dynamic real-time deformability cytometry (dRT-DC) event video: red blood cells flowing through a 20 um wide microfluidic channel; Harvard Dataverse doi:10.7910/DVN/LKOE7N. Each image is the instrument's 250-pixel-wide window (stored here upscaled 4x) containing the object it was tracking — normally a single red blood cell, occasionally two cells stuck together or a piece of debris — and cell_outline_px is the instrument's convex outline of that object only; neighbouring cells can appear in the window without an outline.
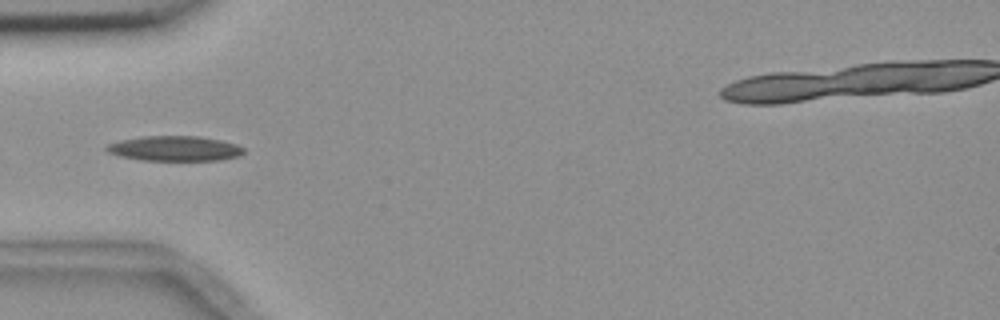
{"species": "common noctule bat (a hibernating species)", "species_latin": "Nyctalus noctula", "temperature_condition": "room temperature", "stored_images_in_passage": 8, "camera_frame_rate_fps": 3000, "um_per_image_px": 0.085, "animal": {"sex": "female", "body_mass_g": 18.4}, "frame": {"image": 1, "passage_image": 5, "time_ms": 4.667, "image_size_px": [1000, 320], "cell_outline_px": [[244, 152], [240, 156], [220, 160], [140, 160], [120, 156], [108, 152], [104, 148], [108, 144], [120, 140], [144, 136], [196, 136], [220, 140], [236, 144], [244, 148]], "centroid_in_image_um": [14.85, 12.62], "position_along_channel_um": 70.2, "area_um2": 19.94}}
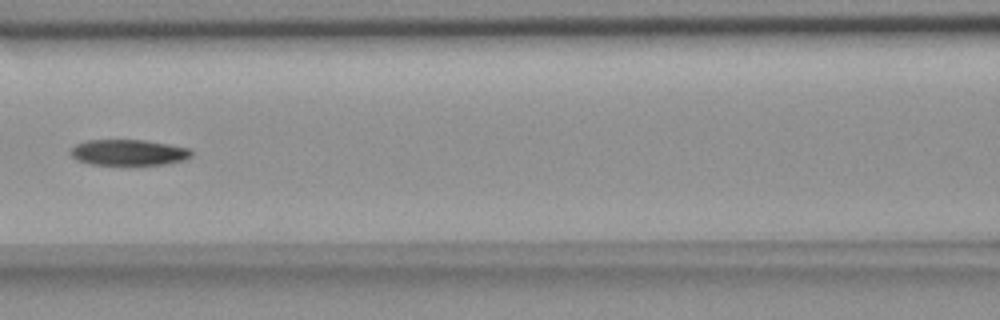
{"frame": {"image": 2, "passage_image": 7, "time_ms": 7.0, "image_size_px": [1000, 320], "cell_outline_px": [[192, 156], [188, 160], [168, 164], [92, 164], [76, 160], [72, 156], [72, 148], [76, 144], [88, 140], [144, 140], [168, 144], [188, 148], [192, 152]], "centroid_in_image_um": [10.98, 12.96], "position_along_channel_um": 155.6, "area_um2": 18.09}}
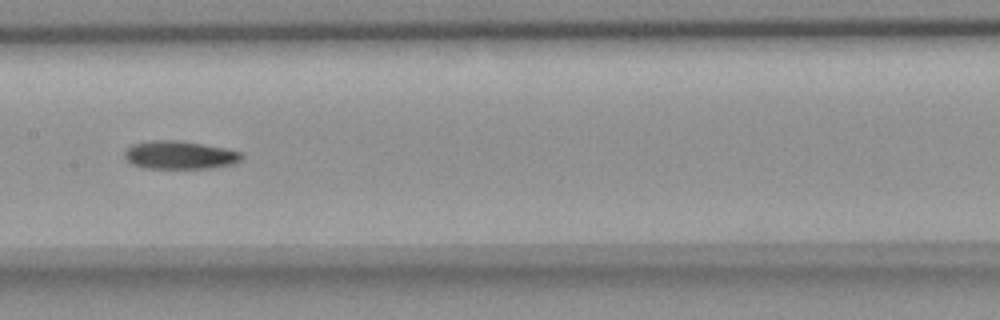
{"frame": {"image": 3, "passage_image": 8, "time_ms": 8.0, "image_size_px": [1000, 320], "cell_outline_px": [[244, 156], [236, 164], [212, 168], [144, 168], [132, 164], [124, 156], [124, 152], [132, 144], [152, 140], [172, 140], [200, 144], [224, 148], [240, 152]], "centroid_in_image_um": [15.28, 13.19], "position_along_channel_um": 192.1, "area_um2": 19.07}}